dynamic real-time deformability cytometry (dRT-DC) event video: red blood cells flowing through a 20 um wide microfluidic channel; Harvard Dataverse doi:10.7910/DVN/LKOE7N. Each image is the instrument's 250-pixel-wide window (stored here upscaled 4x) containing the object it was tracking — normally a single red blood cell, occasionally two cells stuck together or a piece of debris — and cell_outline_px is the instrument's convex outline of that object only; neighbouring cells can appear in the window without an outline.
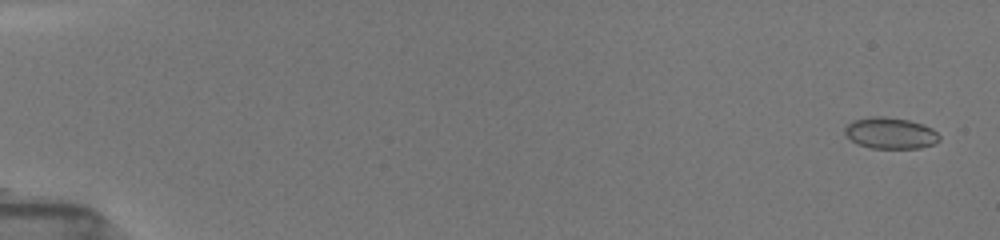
{"species": "common noctule bat (a hibernating species)", "species_latin": "Nyctalus noctula", "temperature_condition": "room temperature", "stored_images_in_passage": 41, "camera_frame_rate_fps": 3000, "um_per_image_px": 0.085, "animal": {"sex": "female", "body_mass_g": 19.5, "forearm_length_mm": 54.1}, "frame": {"image": 1, "passage_image": 1, "time_ms": 0.0, "image_size_px": [1000, 240], "cell_outline_px": [[940, 140], [932, 144], [920, 148], [872, 148], [856, 144], [844, 132], [844, 128], [852, 120], [872, 116], [884, 116], [908, 120], [924, 124], [932, 128], [940, 136]], "centroid_in_image_um": [75.68, 11.31], "position_along_channel_um": 9.3, "area_um2": 17.28}}
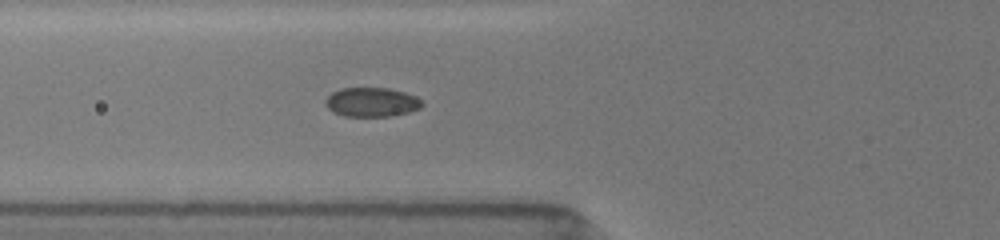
{"frame": {"image": 2, "passage_image": 26, "time_ms": 6.333, "image_size_px": [1000, 240], "cell_outline_px": [[424, 104], [420, 108], [408, 112], [388, 116], [344, 116], [332, 112], [324, 104], [324, 100], [332, 92], [340, 88], [388, 88], [404, 92], [416, 96]], "centroid_in_image_um": [31.55, 8.68], "position_along_channel_um": 94.2, "area_um2": 16.47}}
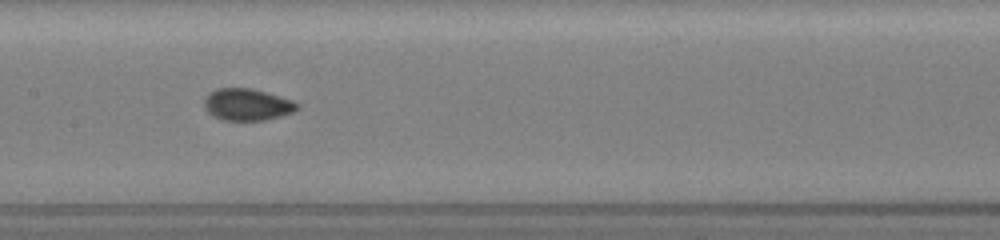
{"frame": {"image": 3, "passage_image": 31, "time_ms": 8.667, "image_size_px": [1000, 240], "cell_outline_px": [[300, 108], [292, 112], [280, 116], [264, 120], [224, 120], [212, 116], [204, 108], [204, 96], [208, 92], [216, 88], [252, 88], [280, 96], [292, 100], [300, 104]], "centroid_in_image_um": [20.98, 8.87], "position_along_channel_um": 186.4, "area_um2": 17.46}}